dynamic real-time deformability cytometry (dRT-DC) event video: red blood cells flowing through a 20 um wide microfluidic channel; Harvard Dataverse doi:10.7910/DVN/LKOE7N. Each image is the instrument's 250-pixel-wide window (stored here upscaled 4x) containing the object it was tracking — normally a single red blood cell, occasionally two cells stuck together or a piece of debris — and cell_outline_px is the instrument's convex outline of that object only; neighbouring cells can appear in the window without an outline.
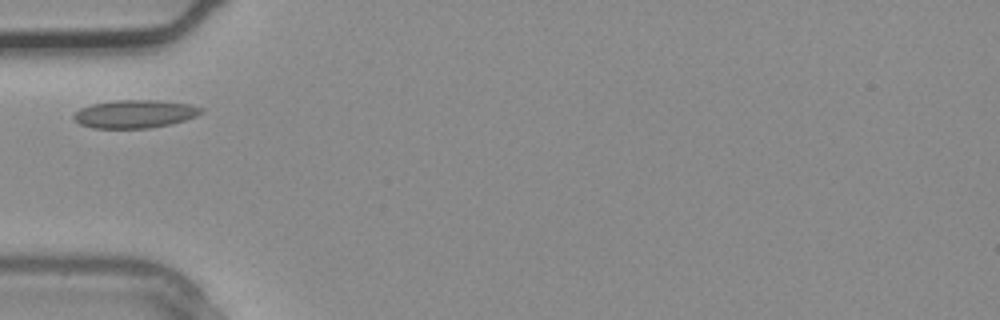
{"species": "common noctule bat (a hibernating species)", "species_latin": "Nyctalus noctula", "temperature_condition": "warm", "stored_images_in_passage": 1, "camera_frame_rate_fps": 3000, "um_per_image_px": 0.085, "animal": {"sex": "male", "body_mass_g": 20.4}, "frame": {"image": 1, "passage_image": 1, "time_ms": 0.0, "image_size_px": [1000, 320], "cell_outline_px": [[204, 112], [196, 116], [172, 124], [148, 128], [92, 128], [80, 124], [72, 116], [80, 108], [92, 104], [116, 100], [160, 100], [188, 104], [204, 108]], "centroid_in_image_um": [11.48, 9.68], "position_along_channel_um": 73.5, "area_um2": 20.87}}